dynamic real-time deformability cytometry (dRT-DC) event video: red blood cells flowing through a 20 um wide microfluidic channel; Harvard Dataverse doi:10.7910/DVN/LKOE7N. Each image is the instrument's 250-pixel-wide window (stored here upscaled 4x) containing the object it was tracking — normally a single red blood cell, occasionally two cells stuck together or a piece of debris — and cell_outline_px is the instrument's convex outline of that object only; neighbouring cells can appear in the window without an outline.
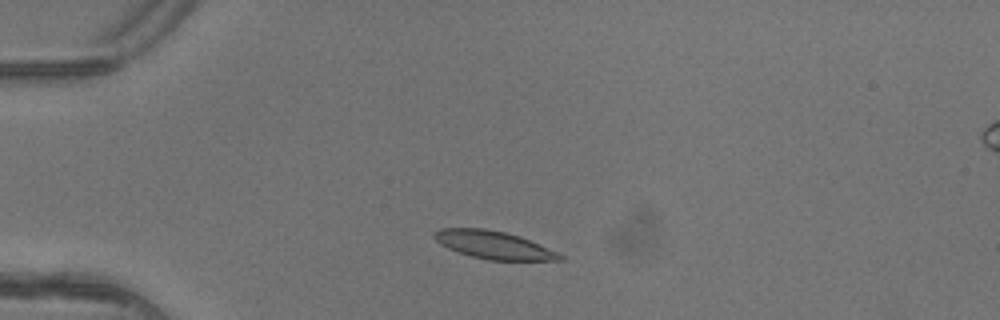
{"species": "common noctule bat (a hibernating species)", "species_latin": "Nyctalus noctula", "temperature_condition": "warm", "stored_images_in_passage": 5, "camera_frame_rate_fps": 3000, "um_per_image_px": 0.085, "animal": {"sex": "female"}, "frame": {"image": 1, "passage_image": 2, "time_ms": 0.333, "image_size_px": [1000, 320], "cell_outline_px": [[564, 260], [488, 260], [472, 256], [448, 248], [440, 244], [432, 236], [432, 232], [440, 228], [484, 228], [504, 232], [520, 236], [556, 252], [564, 256]], "centroid_in_image_um": [41.91, 20.81], "position_along_channel_um": 43.1, "area_um2": 20.17}}
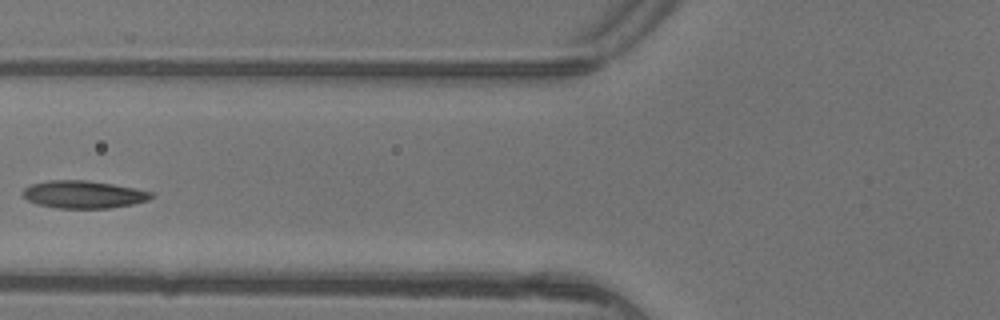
{"frame": {"image": 2, "passage_image": 4, "time_ms": 1.0, "image_size_px": [1000, 320], "cell_outline_px": [[156, 196], [148, 200], [132, 204], [108, 208], [56, 208], [36, 204], [28, 200], [20, 192], [24, 188], [32, 184], [48, 180], [88, 180], [136, 188], [152, 192]], "centroid_in_image_um": [7.1, 16.52], "position_along_channel_um": 118.7, "area_um2": 20.75}}
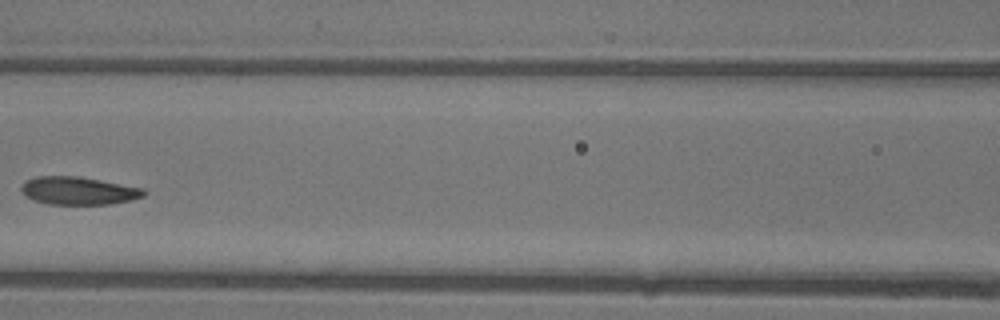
{"frame": {"image": 3, "passage_image": 5, "time_ms": 1.333, "image_size_px": [1000, 320], "cell_outline_px": [[148, 192], [144, 196], [132, 200], [112, 204], [48, 204], [32, 200], [20, 188], [28, 180], [36, 176], [76, 176], [100, 180], [144, 188]], "centroid_in_image_um": [6.73, 16.22], "position_along_channel_um": 159.9, "area_um2": 19.83}}